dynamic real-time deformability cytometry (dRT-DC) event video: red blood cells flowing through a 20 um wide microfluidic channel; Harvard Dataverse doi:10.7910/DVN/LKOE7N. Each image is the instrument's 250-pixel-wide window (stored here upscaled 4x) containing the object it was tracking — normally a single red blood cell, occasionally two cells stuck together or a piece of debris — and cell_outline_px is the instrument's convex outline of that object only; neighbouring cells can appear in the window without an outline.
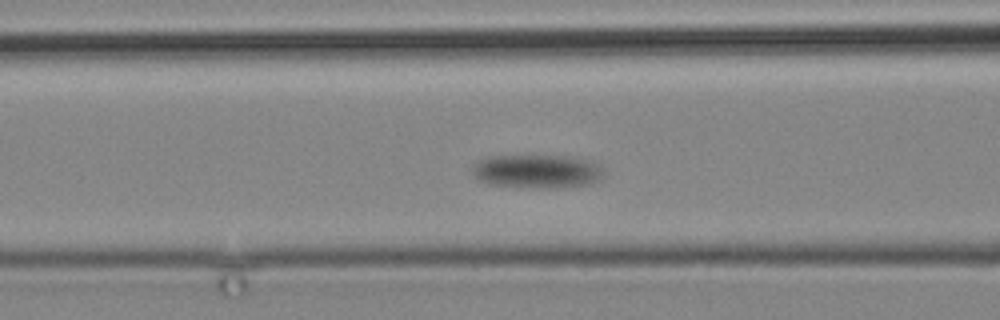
{"species": "common noctule bat (a hibernating species)", "species_latin": "Nyctalus noctula", "temperature_condition": "cold", "stored_images_in_passage": 5, "camera_frame_rate_fps": 3000, "um_per_image_px": 0.085, "animal": {"sex": "male", "body_mass_g": 19.2, "forearm_length_mm": 51.8}, "frame": {"image": 1, "passage_image": 3, "time_ms": 2.333, "image_size_px": [1000, 320], "cell_outline_px": [[604, 176], [600, 180], [592, 184], [544, 188], [488, 184], [476, 180], [472, 176], [472, 168], [480, 160], [488, 156], [568, 156], [592, 160], [600, 168]], "centroid_in_image_um": [45.63, 14.56], "position_along_channel_um": 121.0, "area_um2": 25.72}}